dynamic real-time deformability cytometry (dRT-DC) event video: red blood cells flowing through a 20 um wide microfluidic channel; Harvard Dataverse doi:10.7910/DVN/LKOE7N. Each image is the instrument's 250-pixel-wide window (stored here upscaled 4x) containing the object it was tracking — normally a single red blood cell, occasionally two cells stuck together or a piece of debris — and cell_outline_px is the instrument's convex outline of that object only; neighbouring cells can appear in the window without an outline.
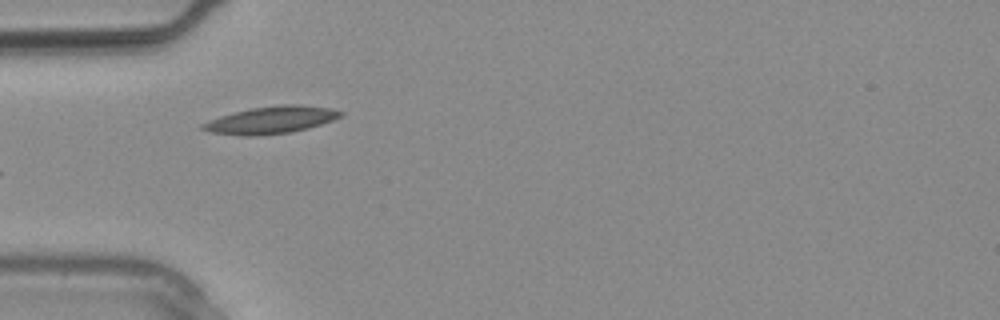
{"species": "common noctule bat (a hibernating species)", "species_latin": "Nyctalus noctula", "temperature_condition": "warm", "stored_images_in_passage": 3, "camera_frame_rate_fps": 3000, "um_per_image_px": 0.085, "animal": {"sex": "male", "body_mass_g": 20.4}, "frame": {"image": 1, "passage_image": 3, "time_ms": 0.667, "image_size_px": [1000, 320], "cell_outline_px": [[344, 112], [340, 116], [332, 120], [308, 128], [288, 132], [256, 136], [244, 136], [212, 132], [200, 128], [200, 124], [208, 120], [220, 116], [252, 108], [280, 104], [304, 104], [332, 108]], "centroid_in_image_um": [23.04, 10.18], "position_along_channel_um": 62.0, "area_um2": 21.79}}